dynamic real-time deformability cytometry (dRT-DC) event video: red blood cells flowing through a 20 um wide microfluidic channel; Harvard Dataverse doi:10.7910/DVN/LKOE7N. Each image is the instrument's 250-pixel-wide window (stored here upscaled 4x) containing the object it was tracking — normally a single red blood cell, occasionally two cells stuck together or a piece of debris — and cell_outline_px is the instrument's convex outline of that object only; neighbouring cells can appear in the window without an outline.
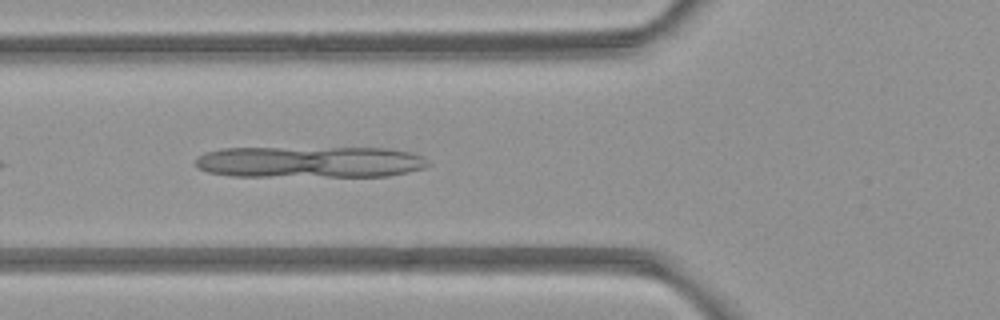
{"species": "common noctule bat (a hibernating species)", "species_latin": "Nyctalus noctula", "temperature_condition": "room temperature", "stored_images_in_passage": 7, "camera_frame_rate_fps": 3000, "um_per_image_px": 0.085, "animal": {"sex": "female", "body_mass_g": 21.9}, "frame": {"image": 1, "passage_image": 7, "time_ms": 7.667, "image_size_px": [1000, 320], "cell_outline_px": [[432, 164], [424, 168], [408, 172], [388, 176], [232, 176], [208, 172], [196, 168], [196, 156], [204, 152], [220, 148], [388, 148], [412, 152], [424, 156]], "centroid_in_image_um": [26.35, 13.76], "position_along_channel_um": 99.4, "area_um2": 43.18}}